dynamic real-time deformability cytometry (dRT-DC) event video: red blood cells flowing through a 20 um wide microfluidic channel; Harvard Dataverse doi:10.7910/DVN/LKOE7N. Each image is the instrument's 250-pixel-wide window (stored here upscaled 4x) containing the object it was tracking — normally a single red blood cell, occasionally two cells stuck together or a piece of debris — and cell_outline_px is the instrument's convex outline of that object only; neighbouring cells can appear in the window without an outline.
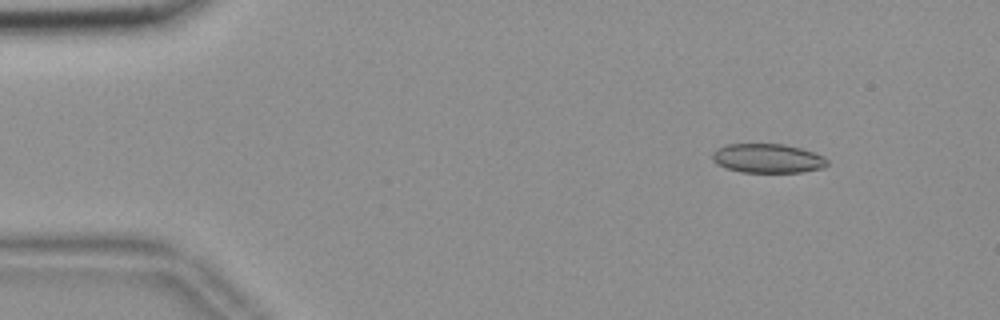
{"species": "common noctule bat (a hibernating species)", "species_latin": "Nyctalus noctula", "temperature_condition": "room temperature", "stored_images_in_passage": 56, "camera_frame_rate_fps": 3000, "um_per_image_px": 0.085, "animal": {"sex": "female", "body_mass_g": 18.4}, "frame": {"image": 1, "passage_image": 7, "time_ms": 2.0, "image_size_px": [1000, 320], "cell_outline_px": [[828, 164], [824, 168], [804, 172], [740, 172], [716, 164], [712, 160], [712, 152], [716, 148], [728, 144], [784, 144], [800, 148], [824, 156], [828, 160]], "centroid_in_image_um": [65.25, 13.46], "position_along_channel_um": 19.8, "area_um2": 19.65}}
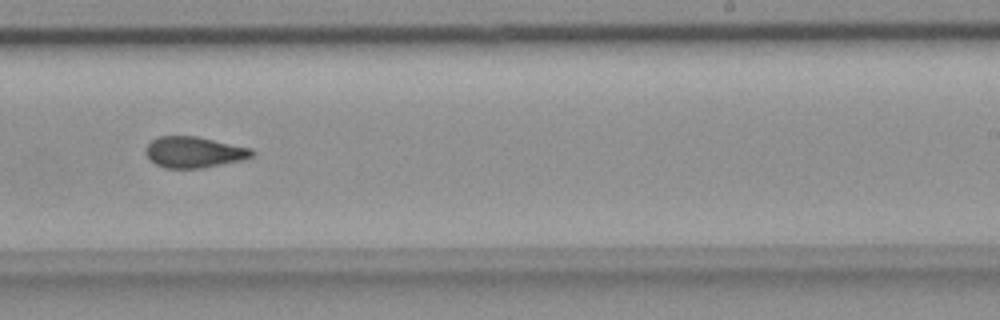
{"frame": {"image": 2, "passage_image": 35, "time_ms": 11.333, "image_size_px": [1000, 320], "cell_outline_px": [[256, 156], [244, 160], [204, 168], [164, 168], [148, 160], [148, 144], [152, 140], [160, 136], [196, 136], [252, 148], [256, 152]], "centroid_in_image_um": [16.58, 12.94], "position_along_channel_um": 272.4, "area_um2": 19.36}}
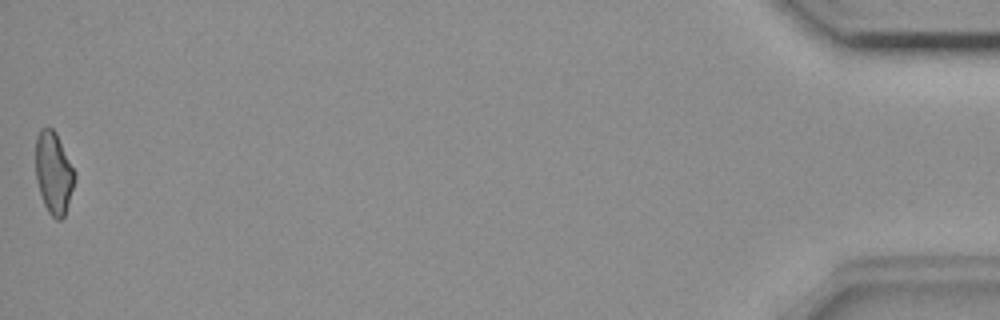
{"frame": {"image": 3, "passage_image": 56, "time_ms": 18.333, "image_size_px": [1000, 320], "cell_outline_px": [[76, 180], [64, 216], [60, 220], [56, 220], [48, 212], [44, 204], [36, 180], [36, 136], [40, 128], [52, 128], [56, 132], [76, 172]], "centroid_in_image_um": [4.58, 14.69], "position_along_channel_um": 430.6, "area_um2": 18.79}, "authors_computed_cell_mechanics": {"area_um2": 19.7098, "velocity_mm_per_s": 3.6588, "shape_relaxation_time_tau1_ms": null, "shape_relaxation_time_tau2_ms": 2.7396, "deformation_change_tau1": null, "deformation_change_tau2": 0.0878}}